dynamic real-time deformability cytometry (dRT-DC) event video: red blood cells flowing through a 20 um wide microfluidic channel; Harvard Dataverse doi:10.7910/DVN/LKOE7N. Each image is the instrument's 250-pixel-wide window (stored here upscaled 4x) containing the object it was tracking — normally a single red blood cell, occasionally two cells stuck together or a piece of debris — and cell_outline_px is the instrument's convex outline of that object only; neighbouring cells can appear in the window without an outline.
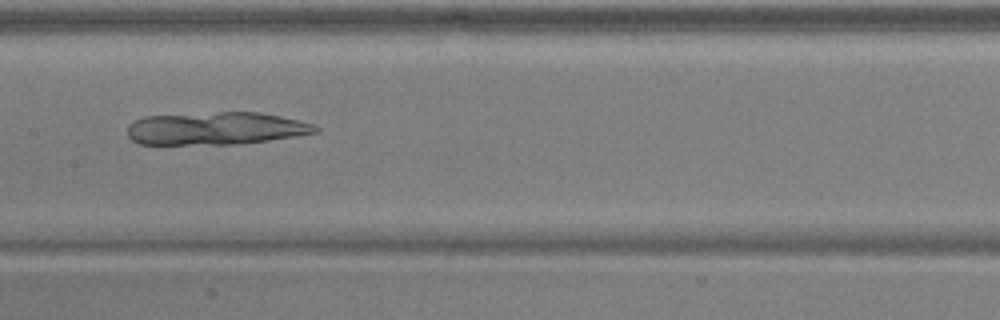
{"species": "common noctule bat (a hibernating species)", "species_latin": "Nyctalus noctula", "temperature_condition": "warm", "stored_images_in_passage": 26, "camera_frame_rate_fps": 3000, "um_per_image_px": 0.085, "animal": {"sex": "male", "body_mass_g": 17.9, "forearm_length_mm": 54.2}, "frame": {"image": 1, "passage_image": 11, "time_ms": 3.333, "image_size_px": [1000, 320], "cell_outline_px": [[320, 132], [296, 136], [268, 140], [236, 144], [140, 144], [132, 140], [128, 136], [128, 124], [144, 116], [220, 112], [260, 112], [300, 120], [312, 124], [320, 128]], "centroid_in_image_um": [18.37, 10.91], "position_along_channel_um": 189.0, "area_um2": 35.84}}